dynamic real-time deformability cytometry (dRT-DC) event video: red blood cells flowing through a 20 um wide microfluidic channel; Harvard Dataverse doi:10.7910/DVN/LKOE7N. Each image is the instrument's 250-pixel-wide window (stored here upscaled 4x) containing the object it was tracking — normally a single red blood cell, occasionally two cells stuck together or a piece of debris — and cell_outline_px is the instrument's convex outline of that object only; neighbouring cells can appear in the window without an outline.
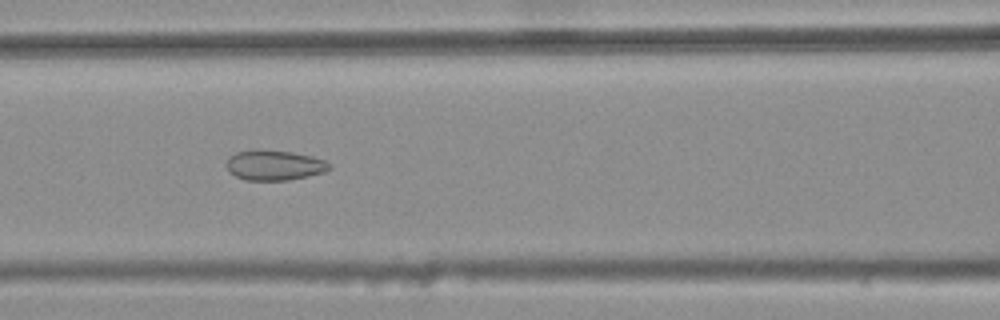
{"species": "common noctule bat (a hibernating species)", "species_latin": "Nyctalus noctula", "temperature_condition": "warm", "stored_images_in_passage": 47, "camera_frame_rate_fps": 3000, "um_per_image_px": 0.085, "animal": {"sex": "female", "body_mass_g": 25.1}, "frame": {"image": 1, "passage_image": 23, "time_ms": 7.333, "image_size_px": [1000, 320], "cell_outline_px": [[332, 168], [324, 172], [308, 176], [288, 180], [244, 180], [228, 172], [224, 164], [228, 156], [236, 152], [252, 148], [256, 148], [292, 152], [312, 156], [324, 160], [332, 164]], "centroid_in_image_um": [23.27, 14.02], "position_along_channel_um": 143.3, "area_um2": 18.61}}
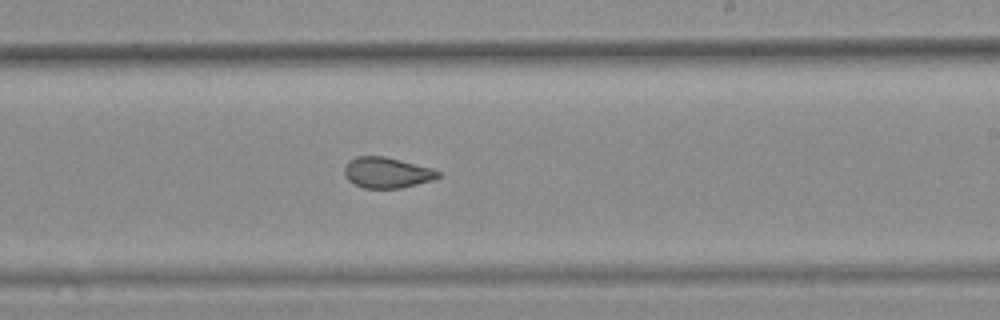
{"frame": {"image": 2, "passage_image": 32, "time_ms": 10.333, "image_size_px": [1000, 320], "cell_outline_px": [[440, 176], [432, 180], [400, 188], [364, 188], [348, 180], [344, 176], [344, 168], [348, 160], [356, 156], [384, 156], [432, 168], [440, 172]], "centroid_in_image_um": [32.85, 14.66], "position_along_channel_um": 256.1, "area_um2": 16.7}}
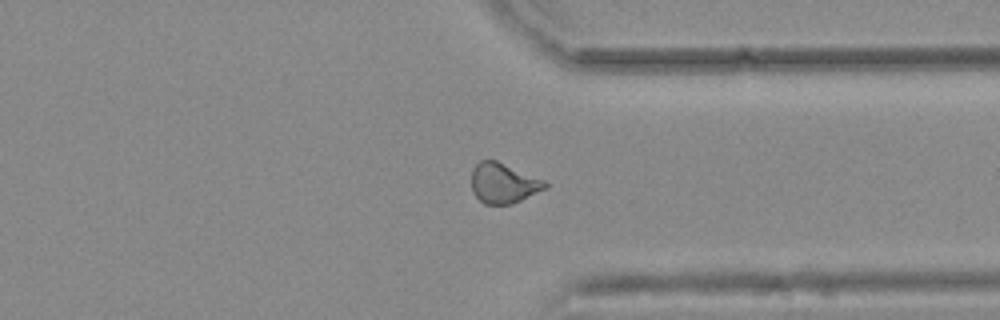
{"frame": {"image": 3, "passage_image": 41, "time_ms": 13.333, "image_size_px": [1000, 320], "cell_outline_px": [[548, 188], [512, 204], [484, 204], [472, 192], [472, 168], [480, 160], [496, 160], [544, 180], [548, 184]], "centroid_in_image_um": [42.79, 15.57], "position_along_channel_um": 368.6, "area_um2": 17.22}, "authors_computed_cell_mechanics": {"area_um2": 17.6868, "velocity_mm_per_s": 3.7728, "shape_relaxation_time_tau1_ms": null, "shape_relaxation_time_tau2_ms": 1.6029, "deformation_change_tau1": null, "deformation_change_tau2": 0.0727}}